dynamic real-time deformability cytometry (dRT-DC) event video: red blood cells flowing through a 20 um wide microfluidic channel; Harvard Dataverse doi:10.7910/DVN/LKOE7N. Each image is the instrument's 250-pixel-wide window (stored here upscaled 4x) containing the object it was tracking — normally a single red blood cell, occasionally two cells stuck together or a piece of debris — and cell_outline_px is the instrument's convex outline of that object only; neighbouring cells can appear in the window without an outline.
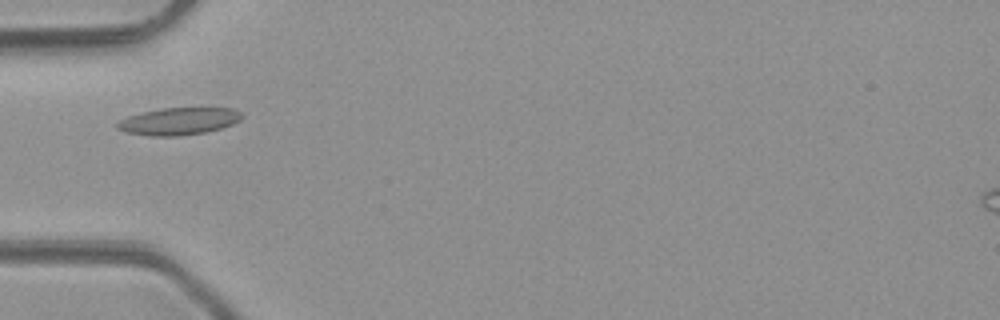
{"species": "common noctule bat (a hibernating species)", "species_latin": "Nyctalus noctula", "temperature_condition": "room temperature", "stored_images_in_passage": 3, "camera_frame_rate_fps": 3000, "um_per_image_px": 0.085, "animal": {"sex": "male", "body_mass_g": 23.1, "forearm_length_mm": 52.7}, "frame": {"image": 1, "passage_image": 3, "time_ms": 3.0, "image_size_px": [1000, 320], "cell_outline_px": [[244, 116], [240, 120], [232, 124], [220, 128], [204, 132], [176, 136], [152, 136], [128, 132], [116, 128], [116, 124], [120, 120], [128, 116], [160, 108], [232, 108], [240, 112]], "centroid_in_image_um": [15.2, 10.3], "position_along_channel_um": 69.8, "area_um2": 19.54}}